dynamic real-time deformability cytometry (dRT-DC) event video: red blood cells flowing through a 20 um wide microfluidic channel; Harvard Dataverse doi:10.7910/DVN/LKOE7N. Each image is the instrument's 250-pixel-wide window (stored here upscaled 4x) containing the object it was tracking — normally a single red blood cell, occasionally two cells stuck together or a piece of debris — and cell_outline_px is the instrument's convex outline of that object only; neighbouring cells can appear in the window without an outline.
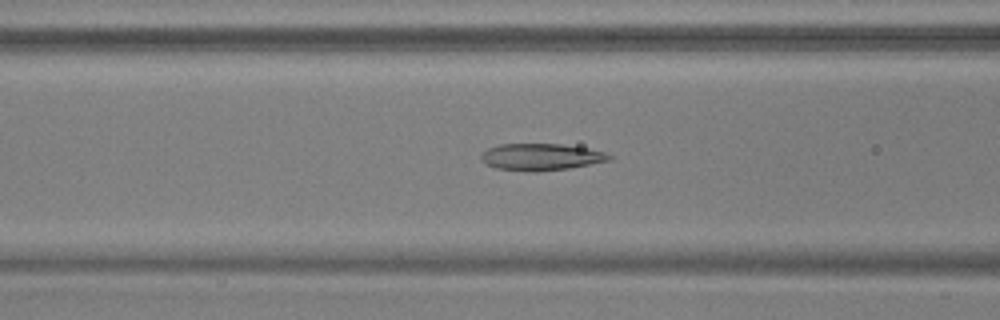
{"species": "common noctule bat (a hibernating species)", "species_latin": "Nyctalus noctula", "temperature_condition": "warm", "stored_images_in_passage": 53, "camera_frame_rate_fps": 3000, "um_per_image_px": 0.085, "animal": {"sex": "male", "body_mass_g": 17.9, "forearm_length_mm": 54.2}, "frame": {"image": 1, "passage_image": 21, "time_ms": 6.667, "image_size_px": [1000, 320], "cell_outline_px": [[612, 160], [568, 168], [536, 172], [532, 172], [496, 168], [484, 164], [480, 160], [480, 156], [488, 148], [500, 144], [560, 144], [588, 148], [604, 152], [612, 156]], "centroid_in_image_um": [45.97, 13.34], "position_along_channel_um": 120.6, "area_um2": 20.06}}
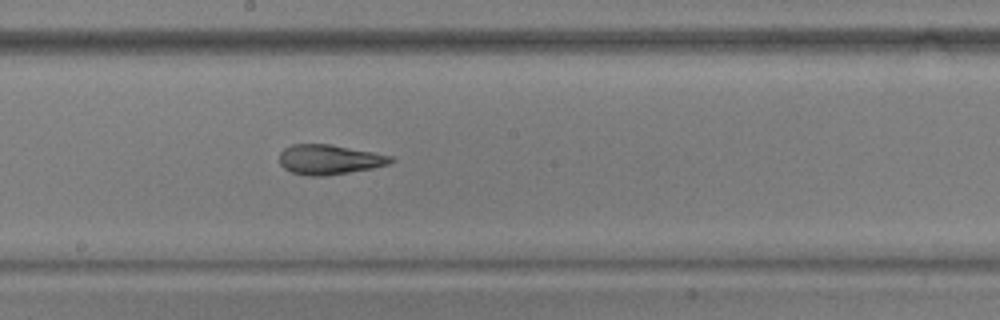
{"frame": {"image": 2, "passage_image": 29, "time_ms": 9.333, "image_size_px": [1000, 320], "cell_outline_px": [[396, 160], [388, 164], [372, 168], [324, 176], [308, 176], [292, 172], [284, 168], [280, 164], [280, 152], [284, 148], [292, 144], [328, 144], [372, 152], [392, 156]], "centroid_in_image_um": [27.97, 13.56], "position_along_channel_um": 220.2, "area_um2": 19.19}}
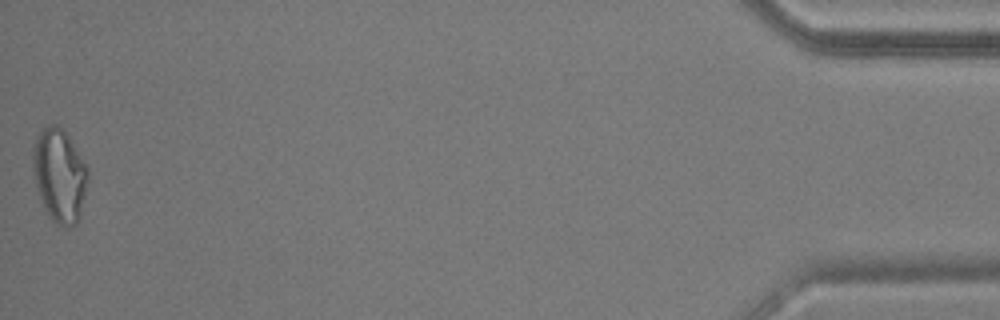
{"frame": {"image": 3, "passage_image": 53, "time_ms": 17.333, "image_size_px": [1000, 320], "cell_outline_px": [[88, 180], [80, 220], [76, 224], [68, 228], [52, 220], [40, 196], [36, 184], [32, 168], [32, 148], [36, 136], [48, 124], [56, 124], [68, 136], [88, 168]], "centroid_in_image_um": [5.06, 14.9], "position_along_channel_um": 430.1, "area_um2": 29.77}, "authors_computed_cell_mechanics": {"area_um2": 21.1548, "velocity_mm_per_s": 3.7312, "shape_relaxation_time_tau1_ms": 6.1999, "shape_relaxation_time_tau2_ms": 2.0446, "deformation_change_tau1": 0.2108, "deformation_change_tau2": 0.1122}}